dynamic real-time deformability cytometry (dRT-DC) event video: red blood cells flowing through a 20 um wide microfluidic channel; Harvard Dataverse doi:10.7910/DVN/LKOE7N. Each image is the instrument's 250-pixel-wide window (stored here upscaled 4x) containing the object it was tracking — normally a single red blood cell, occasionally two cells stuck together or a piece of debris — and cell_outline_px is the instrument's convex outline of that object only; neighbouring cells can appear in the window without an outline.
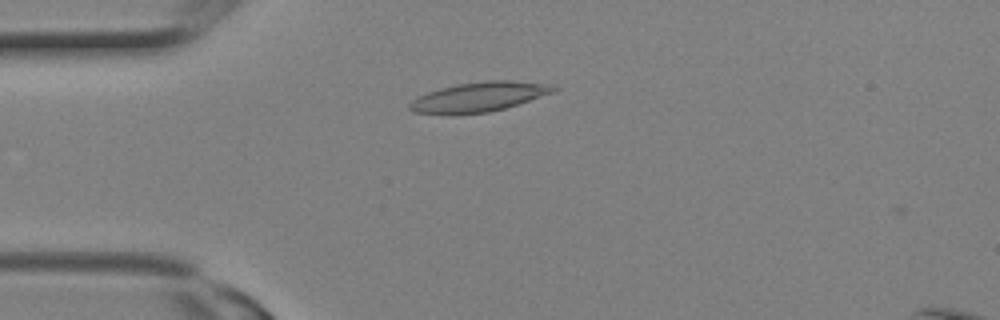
{"species": "Egyptian fruit bat (a non-hibernating species)", "species_latin": "Rousettus aegyptiacus", "temperature_condition": "room temperature", "stored_images_in_passage": 3, "camera_frame_rate_fps": 3000, "um_per_image_px": 0.085, "animal": {"sex": "female"}, "frame": {"image": 1, "passage_image": 2, "time_ms": 0.333, "image_size_px": [1000, 320], "cell_outline_px": [[560, 88], [556, 92], [504, 108], [488, 112], [412, 112], [408, 108], [408, 104], [412, 100], [428, 92], [440, 88], [460, 84], [484, 80], [512, 80], [552, 84]], "centroid_in_image_um": [40.82, 8.19], "position_along_channel_um": 44.2, "area_um2": 24.22}}